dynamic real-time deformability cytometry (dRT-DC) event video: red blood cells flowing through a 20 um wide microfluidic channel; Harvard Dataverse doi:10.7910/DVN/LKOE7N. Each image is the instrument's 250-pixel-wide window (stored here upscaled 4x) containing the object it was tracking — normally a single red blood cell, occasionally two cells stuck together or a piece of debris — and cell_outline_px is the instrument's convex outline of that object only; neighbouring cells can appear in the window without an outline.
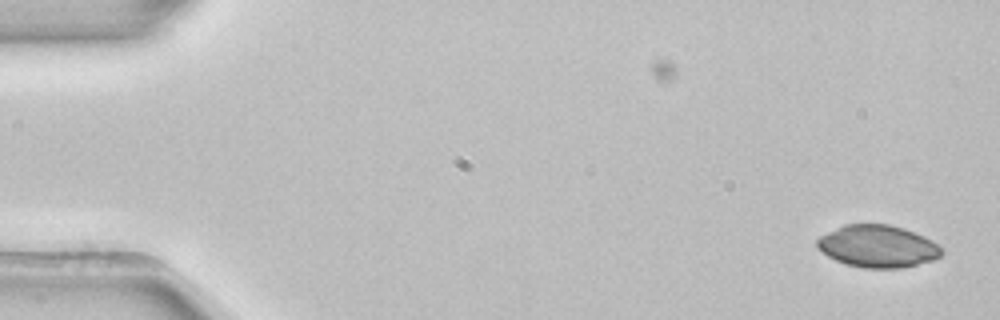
{"species": "common noctule bat (a hibernating species)", "species_latin": "Nyctalus noctula", "temperature_condition": "room temperature", "stored_images_in_passage": 51, "camera_frame_rate_fps": 3000, "um_per_image_px": 0.085, "animal": {"sex": "female", "body_mass_g": 22.7, "forearm_length_mm": 54.2}, "frame": {"image": 1, "passage_image": 1, "time_ms": 0.0, "image_size_px": [1000, 320], "cell_outline_px": [[944, 252], [940, 256], [932, 260], [900, 268], [864, 268], [848, 264], [836, 260], [828, 256], [816, 244], [816, 240], [820, 236], [844, 224], [888, 224], [904, 228], [924, 236], [932, 240]], "centroid_in_image_um": [74.61, 20.92], "position_along_channel_um": 10.4, "area_um2": 30.35}}